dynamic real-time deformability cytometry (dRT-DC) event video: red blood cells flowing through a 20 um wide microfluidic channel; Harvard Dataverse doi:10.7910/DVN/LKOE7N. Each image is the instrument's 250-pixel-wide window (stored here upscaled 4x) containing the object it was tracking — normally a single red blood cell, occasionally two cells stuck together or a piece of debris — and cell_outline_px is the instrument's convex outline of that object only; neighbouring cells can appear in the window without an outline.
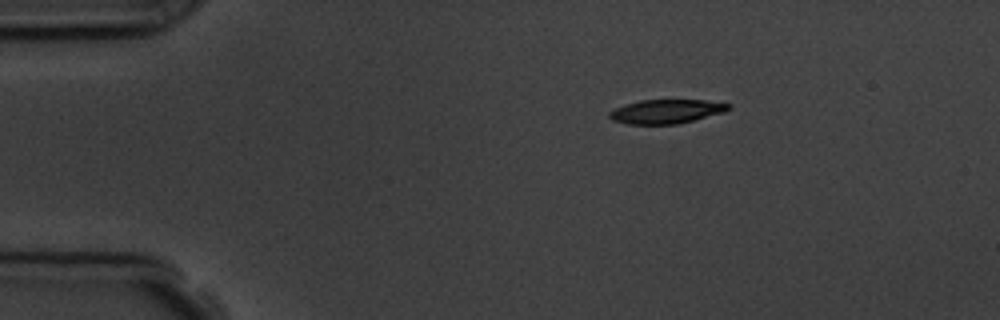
{"species": "common noctule bat (a hibernating species)", "species_latin": "Nyctalus noctula", "temperature_condition": "room temperature", "stored_images_in_passage": 4, "camera_frame_rate_fps": 3000, "um_per_image_px": 0.085, "animal": {"sex": "male", "body_mass_g": 19.5, "forearm_length_mm": 54.6}, "frame": {"image": 1, "passage_image": 1, "time_ms": 0.0, "image_size_px": [1000, 320], "cell_outline_px": [[732, 108], [724, 112], [676, 124], [628, 124], [612, 120], [608, 116], [608, 112], [624, 104], [640, 100], [704, 100], [732, 104]], "centroid_in_image_um": [56.62, 9.46], "position_along_channel_um": 28.4, "area_um2": 16.65}}
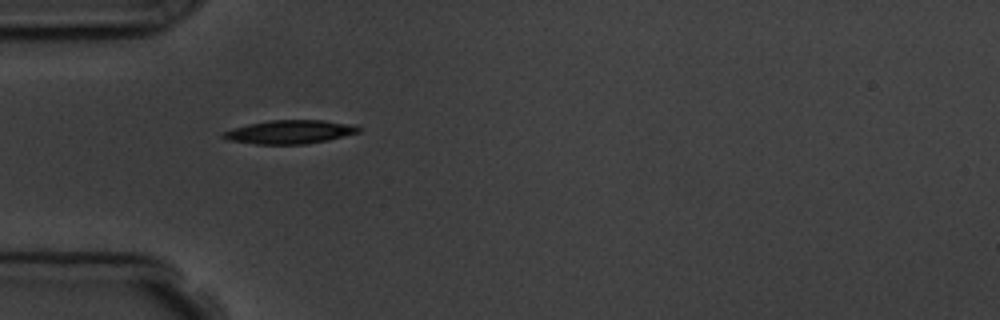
{"frame": {"image": 2, "passage_image": 3, "time_ms": 2.333, "image_size_px": [1000, 320], "cell_outline_px": [[360, 132], [328, 140], [308, 144], [256, 144], [228, 140], [220, 136], [220, 132], [232, 128], [248, 124], [268, 120], [324, 120], [356, 124], [360, 128]], "centroid_in_image_um": [24.62, 11.21], "position_along_channel_um": 60.4, "area_um2": 18.9}}